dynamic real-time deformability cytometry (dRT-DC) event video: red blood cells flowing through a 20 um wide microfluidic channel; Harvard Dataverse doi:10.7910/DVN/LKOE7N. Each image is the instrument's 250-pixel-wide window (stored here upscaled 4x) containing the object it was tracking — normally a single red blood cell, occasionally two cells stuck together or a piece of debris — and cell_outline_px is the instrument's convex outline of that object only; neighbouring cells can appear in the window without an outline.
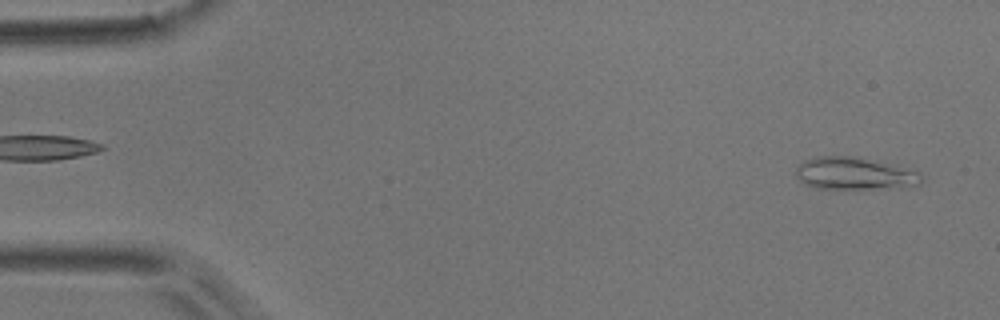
{"species": "common noctule bat (a hibernating species)", "species_latin": "Nyctalus noctula", "temperature_condition": "room temperature", "stored_images_in_passage": 5, "camera_frame_rate_fps": 3000, "um_per_image_px": 0.085, "animal": {"sex": "male", "body_mass_g": 17.9}, "frame": {"image": 1, "passage_image": 5, "time_ms": 4.667, "image_size_px": [1000, 320], "cell_outline_px": [[924, 180], [920, 184], [900, 188], [816, 188], [804, 184], [796, 176], [796, 164], [804, 160], [816, 156], [856, 156], [916, 168], [924, 176]], "centroid_in_image_um": [72.72, 14.73], "position_along_channel_um": 12.3, "area_um2": 24.45}}